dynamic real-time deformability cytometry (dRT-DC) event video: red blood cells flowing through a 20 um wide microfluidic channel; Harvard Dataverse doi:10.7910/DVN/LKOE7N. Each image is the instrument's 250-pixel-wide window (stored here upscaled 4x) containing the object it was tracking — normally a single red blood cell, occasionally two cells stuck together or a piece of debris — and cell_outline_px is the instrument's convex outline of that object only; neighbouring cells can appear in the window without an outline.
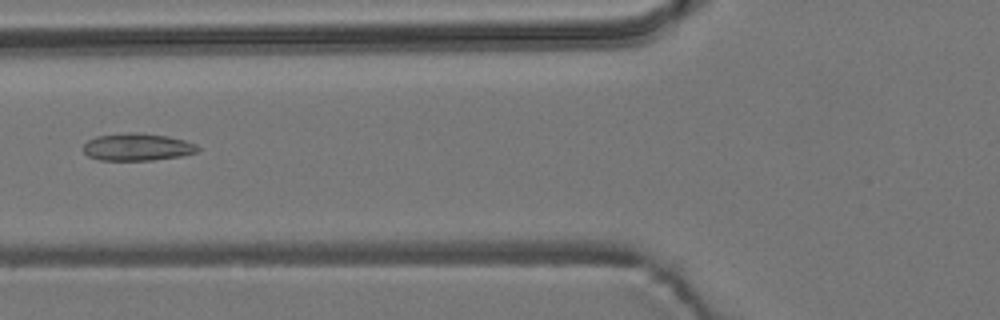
{"species": "common noctule bat (a hibernating species)", "species_latin": "Nyctalus noctula", "temperature_condition": "room temperature", "stored_images_in_passage": 3, "camera_frame_rate_fps": 3000, "um_per_image_px": 0.085, "animal": {"sex": "male", "body_mass_g": 19.2, "forearm_length_mm": 51.8}, "frame": {"image": 1, "passage_image": 3, "time_ms": 2.333, "image_size_px": [1000, 320], "cell_outline_px": [[200, 148], [196, 152], [180, 156], [152, 160], [100, 160], [88, 156], [84, 152], [84, 144], [88, 140], [96, 136], [128, 132], [140, 132], [168, 136], [184, 140], [196, 144]], "centroid_in_image_um": [11.66, 12.48], "position_along_channel_um": 114.1, "area_um2": 18.26}}